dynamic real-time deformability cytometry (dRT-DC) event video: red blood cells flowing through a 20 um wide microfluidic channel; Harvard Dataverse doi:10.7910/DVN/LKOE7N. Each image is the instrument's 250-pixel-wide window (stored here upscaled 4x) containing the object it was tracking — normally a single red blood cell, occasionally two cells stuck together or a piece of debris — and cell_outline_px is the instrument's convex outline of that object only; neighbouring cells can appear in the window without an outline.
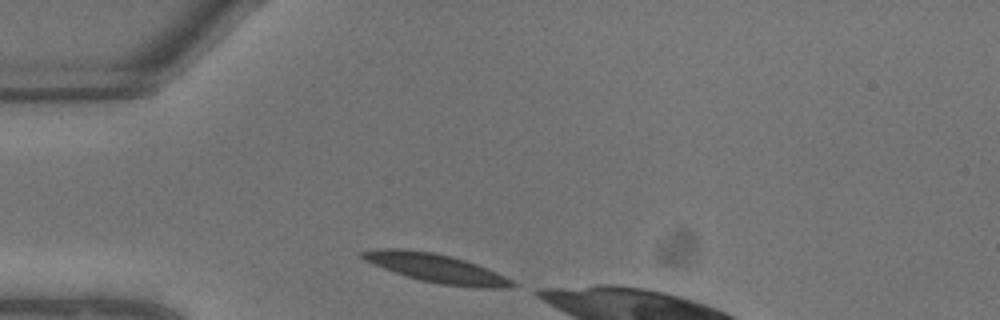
{"species": "common noctule bat (a hibernating species)", "species_latin": "Nyctalus noctula", "temperature_condition": "warm", "stored_images_in_passage": 3, "camera_frame_rate_fps": 3000, "um_per_image_px": 0.085, "animal": {"sex": "male", "body_mass_g": 13.3}, "frame": {"image": 1, "passage_image": 1, "time_ms": 0.0, "image_size_px": [1000, 320], "cell_outline_px": [[516, 284], [508, 288], [480, 288], [444, 284], [420, 280], [404, 276], [364, 260], [360, 256], [360, 252], [376, 248], [396, 248], [432, 252], [452, 256], [476, 264], [496, 272], [512, 280]], "centroid_in_image_um": [37.05, 22.79], "position_along_channel_um": 47.9, "area_um2": 24.8}}
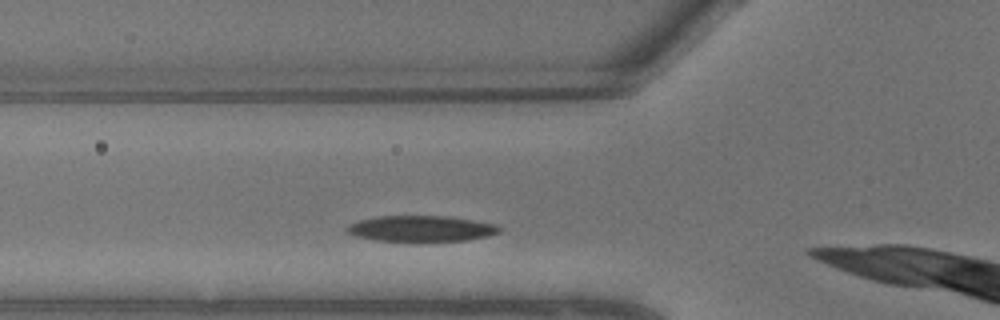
{"frame": {"image": 2, "passage_image": 3, "time_ms": 0.667, "image_size_px": [1000, 320], "cell_outline_px": [[504, 228], [500, 232], [488, 236], [468, 240], [420, 244], [412, 244], [376, 240], [356, 236], [348, 232], [344, 228], [348, 224], [360, 220], [376, 216], [448, 216], [500, 224]], "centroid_in_image_um": [35.85, 19.47], "position_along_channel_um": 89.9, "area_um2": 24.33}}